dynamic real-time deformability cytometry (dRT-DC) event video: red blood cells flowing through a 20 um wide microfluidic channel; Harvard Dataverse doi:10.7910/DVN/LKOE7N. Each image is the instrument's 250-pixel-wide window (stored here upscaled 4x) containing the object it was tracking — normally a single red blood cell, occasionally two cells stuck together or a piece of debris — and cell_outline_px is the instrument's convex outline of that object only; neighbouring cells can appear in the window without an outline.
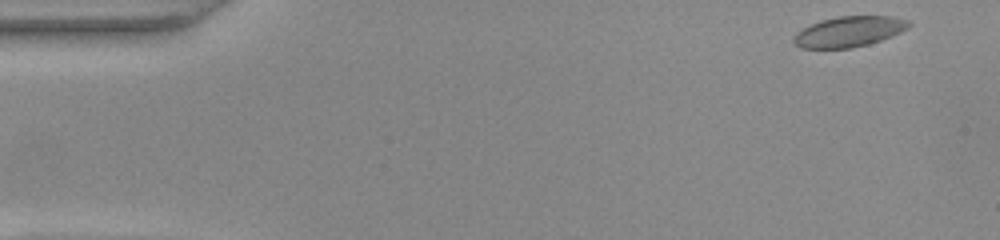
{"species": "common noctule bat (a hibernating species)", "species_latin": "Nyctalus noctula", "temperature_condition": "warm", "stored_images_in_passage": 49, "camera_frame_rate_fps": 3000, "um_per_image_px": 0.085, "animal": {"sex": "female", "body_mass_g": 22.0, "forearm_length_mm": 56.7}, "frame": {"image": 1, "passage_image": 1, "time_ms": 0.0, "image_size_px": [1000, 240], "cell_outline_px": [[912, 24], [908, 28], [900, 32], [880, 40], [868, 44], [852, 48], [800, 48], [792, 40], [796, 32], [820, 20], [840, 16], [892, 16], [908, 20]], "centroid_in_image_um": [72.17, 2.68], "position_along_channel_um": 12.8, "area_um2": 20.35}}
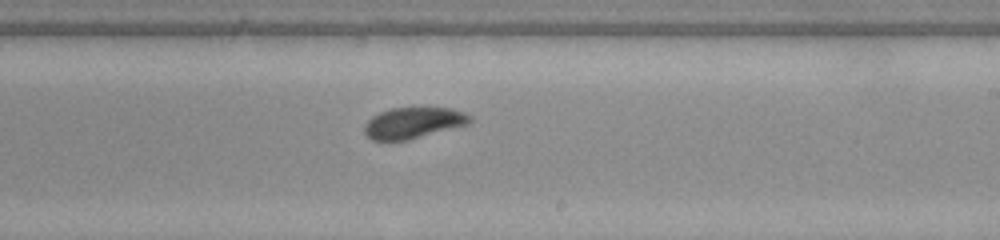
{"frame": {"image": 2, "passage_image": 28, "time_ms": 9.0, "image_size_px": [1000, 240], "cell_outline_px": [[472, 120], [468, 124], [408, 140], [372, 140], [364, 132], [364, 124], [372, 116], [380, 112], [392, 108], [452, 108], [464, 112], [472, 116]], "centroid_in_image_um": [35.13, 10.44], "position_along_channel_um": 253.9, "area_um2": 19.02}}
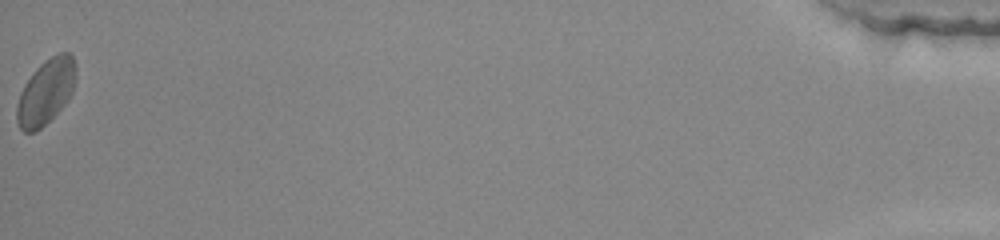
{"frame": {"image": 3, "passage_image": 49, "time_ms": 16.0, "image_size_px": [1000, 240], "cell_outline_px": [[76, 80], [72, 92], [68, 100], [36, 132], [24, 132], [20, 128], [16, 120], [16, 104], [20, 92], [24, 84], [32, 72], [40, 64], [52, 56], [60, 52], [68, 52], [72, 56], [76, 64]], "centroid_in_image_um": [3.89, 7.78], "position_along_channel_um": 431.3, "area_um2": 22.43}, "authors_computed_cell_mechanics": {"area_um2": 19.9988, "velocity_mm_per_s": 4.0016, "shape_relaxation_time_tau1_ms": 4.4346, "shape_relaxation_time_tau2_ms": 2.9164, "deformation_change_tau1": 0.1084, "deformation_change_tau2": 0.0465}}